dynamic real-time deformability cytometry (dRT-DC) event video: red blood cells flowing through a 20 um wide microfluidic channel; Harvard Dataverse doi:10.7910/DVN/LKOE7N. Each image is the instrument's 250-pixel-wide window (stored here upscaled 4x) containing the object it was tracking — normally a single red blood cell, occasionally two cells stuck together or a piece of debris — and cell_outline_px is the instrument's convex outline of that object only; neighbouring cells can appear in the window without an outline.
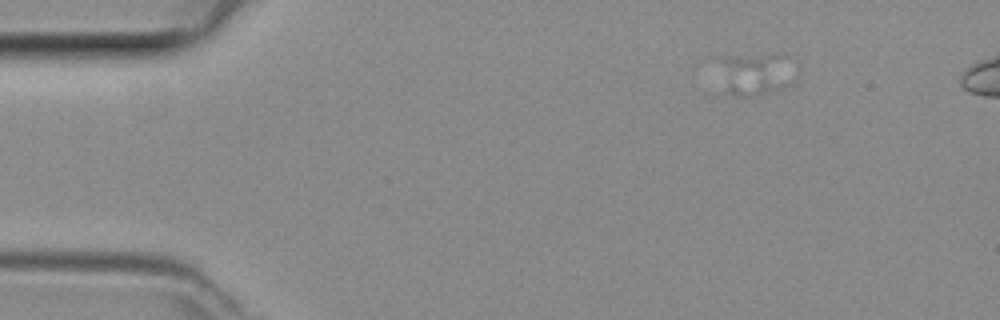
{"species": "common noctule bat (a hibernating species)", "species_latin": "Nyctalus noctula", "temperature_condition": "room temperature", "stored_images_in_passage": 13, "camera_frame_rate_fps": 3000, "um_per_image_px": 0.085, "animal": {"sex": "female", "body_mass_g": 29.2, "forearm_length_mm": 56.3}, "frame": {"image": 1, "passage_image": 4, "time_ms": 1.0, "image_size_px": [1000, 320], "cell_outline_px": [[788, 56], [768, 88], [756, 96], [736, 96], [728, 92], [720, 56]], "centroid_in_image_um": [63.78, 6.24], "position_along_channel_um": 21.2, "area_um2": 14.45}}